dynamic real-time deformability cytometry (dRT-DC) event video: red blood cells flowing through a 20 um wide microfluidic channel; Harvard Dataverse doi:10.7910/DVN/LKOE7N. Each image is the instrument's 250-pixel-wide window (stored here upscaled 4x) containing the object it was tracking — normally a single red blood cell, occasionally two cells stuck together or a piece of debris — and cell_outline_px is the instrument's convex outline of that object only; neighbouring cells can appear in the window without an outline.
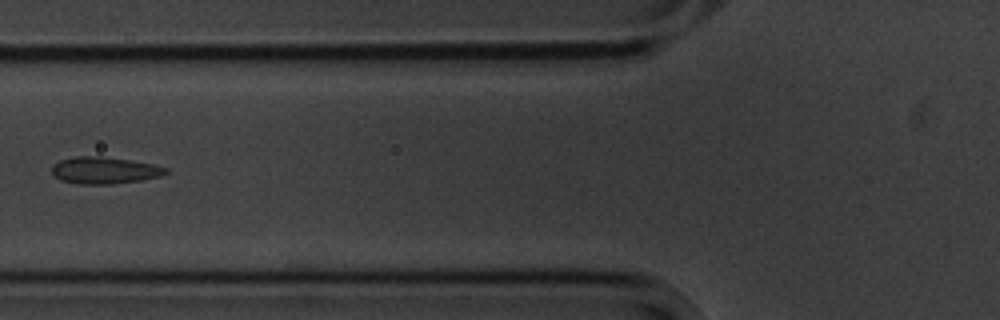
{"species": "common noctule bat (a hibernating species)", "species_latin": "Nyctalus noctula", "temperature_condition": "cold", "stored_images_in_passage": 7, "camera_frame_rate_fps": 3000, "um_per_image_px": 0.085, "animal": {"sex": "male", "body_mass_g": 20.1, "forearm_length_mm": 53.5}, "frame": {"image": 1, "passage_image": 3, "time_ms": 2.333, "image_size_px": [1000, 320], "cell_outline_px": [[168, 172], [160, 176], [140, 180], [112, 184], [80, 184], [60, 180], [52, 172], [52, 168], [60, 160], [76, 156], [100, 156], [128, 160], [152, 164], [168, 168]], "centroid_in_image_um": [8.88, 14.48], "position_along_channel_um": 116.9, "area_um2": 17.57}}
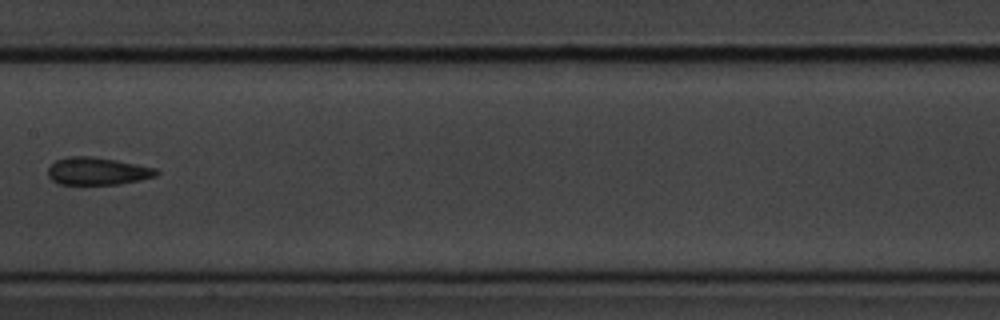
{"frame": {"image": 2, "passage_image": 5, "time_ms": 4.667, "image_size_px": [1000, 320], "cell_outline_px": [[160, 172], [156, 176], [140, 180], [116, 184], [60, 184], [52, 180], [48, 176], [48, 168], [56, 160], [68, 156], [92, 156], [116, 160], [156, 168]], "centroid_in_image_um": [8.28, 14.54], "position_along_channel_um": 199.1, "area_um2": 17.34}}
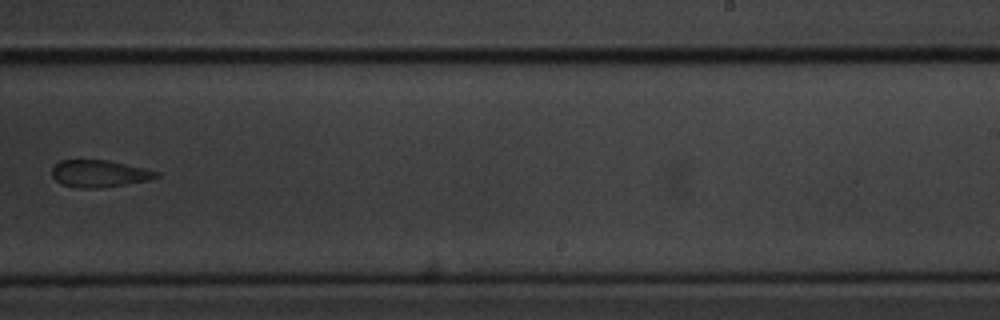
{"frame": {"image": 3, "passage_image": 7, "time_ms": 7.0, "image_size_px": [1000, 320], "cell_outline_px": [[160, 176], [148, 180], [96, 188], [76, 188], [60, 184], [52, 176], [52, 168], [60, 160], [108, 160], [144, 168], [160, 172]], "centroid_in_image_um": [8.41, 14.75], "position_along_channel_um": 280.6, "area_um2": 16.36}}